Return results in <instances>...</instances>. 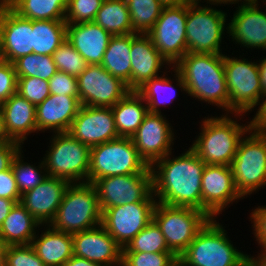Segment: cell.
<instances>
[{
  "label": "cell",
  "mask_w": 266,
  "mask_h": 266,
  "mask_svg": "<svg viewBox=\"0 0 266 266\" xmlns=\"http://www.w3.org/2000/svg\"><path fill=\"white\" fill-rule=\"evenodd\" d=\"M2 261L6 266H45L31 244L2 247Z\"/></svg>",
  "instance_id": "40"
},
{
  "label": "cell",
  "mask_w": 266,
  "mask_h": 266,
  "mask_svg": "<svg viewBox=\"0 0 266 266\" xmlns=\"http://www.w3.org/2000/svg\"><path fill=\"white\" fill-rule=\"evenodd\" d=\"M134 33L147 34L161 15L164 6L159 0H125Z\"/></svg>",
  "instance_id": "35"
},
{
  "label": "cell",
  "mask_w": 266,
  "mask_h": 266,
  "mask_svg": "<svg viewBox=\"0 0 266 266\" xmlns=\"http://www.w3.org/2000/svg\"><path fill=\"white\" fill-rule=\"evenodd\" d=\"M169 124L162 113H148L131 137L136 150L149 167L174 150L175 138Z\"/></svg>",
  "instance_id": "17"
},
{
  "label": "cell",
  "mask_w": 266,
  "mask_h": 266,
  "mask_svg": "<svg viewBox=\"0 0 266 266\" xmlns=\"http://www.w3.org/2000/svg\"><path fill=\"white\" fill-rule=\"evenodd\" d=\"M21 146L15 141L0 143V172L11 168L13 159L23 148Z\"/></svg>",
  "instance_id": "48"
},
{
  "label": "cell",
  "mask_w": 266,
  "mask_h": 266,
  "mask_svg": "<svg viewBox=\"0 0 266 266\" xmlns=\"http://www.w3.org/2000/svg\"><path fill=\"white\" fill-rule=\"evenodd\" d=\"M32 20L20 17L0 0V56L13 63L32 54Z\"/></svg>",
  "instance_id": "19"
},
{
  "label": "cell",
  "mask_w": 266,
  "mask_h": 266,
  "mask_svg": "<svg viewBox=\"0 0 266 266\" xmlns=\"http://www.w3.org/2000/svg\"><path fill=\"white\" fill-rule=\"evenodd\" d=\"M247 133L230 165L236 190L243 198L266 185V134L251 128Z\"/></svg>",
  "instance_id": "9"
},
{
  "label": "cell",
  "mask_w": 266,
  "mask_h": 266,
  "mask_svg": "<svg viewBox=\"0 0 266 266\" xmlns=\"http://www.w3.org/2000/svg\"><path fill=\"white\" fill-rule=\"evenodd\" d=\"M0 266H6V264L1 260L0 261Z\"/></svg>",
  "instance_id": "59"
},
{
  "label": "cell",
  "mask_w": 266,
  "mask_h": 266,
  "mask_svg": "<svg viewBox=\"0 0 266 266\" xmlns=\"http://www.w3.org/2000/svg\"><path fill=\"white\" fill-rule=\"evenodd\" d=\"M53 135L49 151L43 157L47 175L69 183L88 182L91 148L68 132Z\"/></svg>",
  "instance_id": "8"
},
{
  "label": "cell",
  "mask_w": 266,
  "mask_h": 266,
  "mask_svg": "<svg viewBox=\"0 0 266 266\" xmlns=\"http://www.w3.org/2000/svg\"><path fill=\"white\" fill-rule=\"evenodd\" d=\"M241 2L240 3V6L241 5H245V4H248V3H251V2H253V1H256V0H209L208 2H207V4L209 3L210 5H218V4H237L238 2ZM243 2V3H242Z\"/></svg>",
  "instance_id": "53"
},
{
  "label": "cell",
  "mask_w": 266,
  "mask_h": 266,
  "mask_svg": "<svg viewBox=\"0 0 266 266\" xmlns=\"http://www.w3.org/2000/svg\"><path fill=\"white\" fill-rule=\"evenodd\" d=\"M0 253H2V245H1V243H0Z\"/></svg>",
  "instance_id": "60"
},
{
  "label": "cell",
  "mask_w": 266,
  "mask_h": 266,
  "mask_svg": "<svg viewBox=\"0 0 266 266\" xmlns=\"http://www.w3.org/2000/svg\"><path fill=\"white\" fill-rule=\"evenodd\" d=\"M112 35L94 22L66 23V40L89 65L102 63Z\"/></svg>",
  "instance_id": "25"
},
{
  "label": "cell",
  "mask_w": 266,
  "mask_h": 266,
  "mask_svg": "<svg viewBox=\"0 0 266 266\" xmlns=\"http://www.w3.org/2000/svg\"><path fill=\"white\" fill-rule=\"evenodd\" d=\"M191 2H198V3H200L202 0H190ZM207 2L209 1V0H206ZM204 2H205V0H204Z\"/></svg>",
  "instance_id": "58"
},
{
  "label": "cell",
  "mask_w": 266,
  "mask_h": 266,
  "mask_svg": "<svg viewBox=\"0 0 266 266\" xmlns=\"http://www.w3.org/2000/svg\"><path fill=\"white\" fill-rule=\"evenodd\" d=\"M0 198L11 199L16 203L20 202L21 195L12 168L0 172Z\"/></svg>",
  "instance_id": "47"
},
{
  "label": "cell",
  "mask_w": 266,
  "mask_h": 266,
  "mask_svg": "<svg viewBox=\"0 0 266 266\" xmlns=\"http://www.w3.org/2000/svg\"><path fill=\"white\" fill-rule=\"evenodd\" d=\"M17 77H36L49 81L57 72L53 57L28 54L13 62Z\"/></svg>",
  "instance_id": "36"
},
{
  "label": "cell",
  "mask_w": 266,
  "mask_h": 266,
  "mask_svg": "<svg viewBox=\"0 0 266 266\" xmlns=\"http://www.w3.org/2000/svg\"><path fill=\"white\" fill-rule=\"evenodd\" d=\"M188 4L164 7L153 28L147 33L154 47L172 65L187 53L186 19Z\"/></svg>",
  "instance_id": "12"
},
{
  "label": "cell",
  "mask_w": 266,
  "mask_h": 266,
  "mask_svg": "<svg viewBox=\"0 0 266 266\" xmlns=\"http://www.w3.org/2000/svg\"><path fill=\"white\" fill-rule=\"evenodd\" d=\"M21 151L15 156L11 165L20 195L32 190L47 177L43 159L38 166L31 165L23 161Z\"/></svg>",
  "instance_id": "38"
},
{
  "label": "cell",
  "mask_w": 266,
  "mask_h": 266,
  "mask_svg": "<svg viewBox=\"0 0 266 266\" xmlns=\"http://www.w3.org/2000/svg\"><path fill=\"white\" fill-rule=\"evenodd\" d=\"M224 71L229 93V112L234 117L252 111L262 100L258 63L224 54Z\"/></svg>",
  "instance_id": "10"
},
{
  "label": "cell",
  "mask_w": 266,
  "mask_h": 266,
  "mask_svg": "<svg viewBox=\"0 0 266 266\" xmlns=\"http://www.w3.org/2000/svg\"><path fill=\"white\" fill-rule=\"evenodd\" d=\"M171 155L167 154L150 167L153 195L157 202L166 205L202 211V172L206 164L190 147L176 158Z\"/></svg>",
  "instance_id": "1"
},
{
  "label": "cell",
  "mask_w": 266,
  "mask_h": 266,
  "mask_svg": "<svg viewBox=\"0 0 266 266\" xmlns=\"http://www.w3.org/2000/svg\"><path fill=\"white\" fill-rule=\"evenodd\" d=\"M176 258L173 253L122 252V266H168Z\"/></svg>",
  "instance_id": "43"
},
{
  "label": "cell",
  "mask_w": 266,
  "mask_h": 266,
  "mask_svg": "<svg viewBox=\"0 0 266 266\" xmlns=\"http://www.w3.org/2000/svg\"><path fill=\"white\" fill-rule=\"evenodd\" d=\"M81 105L112 107L131 90L121 79L99 65H88L77 77Z\"/></svg>",
  "instance_id": "15"
},
{
  "label": "cell",
  "mask_w": 266,
  "mask_h": 266,
  "mask_svg": "<svg viewBox=\"0 0 266 266\" xmlns=\"http://www.w3.org/2000/svg\"><path fill=\"white\" fill-rule=\"evenodd\" d=\"M53 61L57 71L78 77L89 65L78 51L65 40L53 53Z\"/></svg>",
  "instance_id": "39"
},
{
  "label": "cell",
  "mask_w": 266,
  "mask_h": 266,
  "mask_svg": "<svg viewBox=\"0 0 266 266\" xmlns=\"http://www.w3.org/2000/svg\"><path fill=\"white\" fill-rule=\"evenodd\" d=\"M157 201H141L102 210L101 225L123 249L151 221Z\"/></svg>",
  "instance_id": "14"
},
{
  "label": "cell",
  "mask_w": 266,
  "mask_h": 266,
  "mask_svg": "<svg viewBox=\"0 0 266 266\" xmlns=\"http://www.w3.org/2000/svg\"><path fill=\"white\" fill-rule=\"evenodd\" d=\"M211 218L203 211L157 202L153 221L160 228L169 250L179 257Z\"/></svg>",
  "instance_id": "7"
},
{
  "label": "cell",
  "mask_w": 266,
  "mask_h": 266,
  "mask_svg": "<svg viewBox=\"0 0 266 266\" xmlns=\"http://www.w3.org/2000/svg\"><path fill=\"white\" fill-rule=\"evenodd\" d=\"M165 72L161 76L152 78L146 81L136 92L145 100L149 113H162L160 106L169 105L173 103L176 98V85H173V80L165 77ZM172 80V81H171ZM166 92V93H165Z\"/></svg>",
  "instance_id": "34"
},
{
  "label": "cell",
  "mask_w": 266,
  "mask_h": 266,
  "mask_svg": "<svg viewBox=\"0 0 266 266\" xmlns=\"http://www.w3.org/2000/svg\"><path fill=\"white\" fill-rule=\"evenodd\" d=\"M251 256L249 259V266H266V255Z\"/></svg>",
  "instance_id": "55"
},
{
  "label": "cell",
  "mask_w": 266,
  "mask_h": 266,
  "mask_svg": "<svg viewBox=\"0 0 266 266\" xmlns=\"http://www.w3.org/2000/svg\"><path fill=\"white\" fill-rule=\"evenodd\" d=\"M225 226L210 219L179 256L184 266H249L250 255L229 240Z\"/></svg>",
  "instance_id": "4"
},
{
  "label": "cell",
  "mask_w": 266,
  "mask_h": 266,
  "mask_svg": "<svg viewBox=\"0 0 266 266\" xmlns=\"http://www.w3.org/2000/svg\"><path fill=\"white\" fill-rule=\"evenodd\" d=\"M5 130L8 137L15 142L24 144L28 135L37 132L36 106L27 101L19 93L12 94L0 105Z\"/></svg>",
  "instance_id": "26"
},
{
  "label": "cell",
  "mask_w": 266,
  "mask_h": 266,
  "mask_svg": "<svg viewBox=\"0 0 266 266\" xmlns=\"http://www.w3.org/2000/svg\"><path fill=\"white\" fill-rule=\"evenodd\" d=\"M50 94L79 98L77 77L57 71L48 81Z\"/></svg>",
  "instance_id": "44"
},
{
  "label": "cell",
  "mask_w": 266,
  "mask_h": 266,
  "mask_svg": "<svg viewBox=\"0 0 266 266\" xmlns=\"http://www.w3.org/2000/svg\"><path fill=\"white\" fill-rule=\"evenodd\" d=\"M250 214L251 224L253 223V234L258 244L262 247L260 255H266V205L258 206Z\"/></svg>",
  "instance_id": "46"
},
{
  "label": "cell",
  "mask_w": 266,
  "mask_h": 266,
  "mask_svg": "<svg viewBox=\"0 0 266 266\" xmlns=\"http://www.w3.org/2000/svg\"><path fill=\"white\" fill-rule=\"evenodd\" d=\"M73 255L103 266H122V248L100 224L72 234Z\"/></svg>",
  "instance_id": "20"
},
{
  "label": "cell",
  "mask_w": 266,
  "mask_h": 266,
  "mask_svg": "<svg viewBox=\"0 0 266 266\" xmlns=\"http://www.w3.org/2000/svg\"><path fill=\"white\" fill-rule=\"evenodd\" d=\"M12 142L5 130L3 115L0 111V143Z\"/></svg>",
  "instance_id": "54"
},
{
  "label": "cell",
  "mask_w": 266,
  "mask_h": 266,
  "mask_svg": "<svg viewBox=\"0 0 266 266\" xmlns=\"http://www.w3.org/2000/svg\"><path fill=\"white\" fill-rule=\"evenodd\" d=\"M175 68V69H174ZM174 78L181 91L188 96L214 104L229 114V93L227 90L224 55L187 52L172 65Z\"/></svg>",
  "instance_id": "2"
},
{
  "label": "cell",
  "mask_w": 266,
  "mask_h": 266,
  "mask_svg": "<svg viewBox=\"0 0 266 266\" xmlns=\"http://www.w3.org/2000/svg\"><path fill=\"white\" fill-rule=\"evenodd\" d=\"M102 210L92 183H70L50 226L74 234L101 224Z\"/></svg>",
  "instance_id": "5"
},
{
  "label": "cell",
  "mask_w": 266,
  "mask_h": 266,
  "mask_svg": "<svg viewBox=\"0 0 266 266\" xmlns=\"http://www.w3.org/2000/svg\"><path fill=\"white\" fill-rule=\"evenodd\" d=\"M81 106L79 98L50 94L36 106L37 131L68 132Z\"/></svg>",
  "instance_id": "24"
},
{
  "label": "cell",
  "mask_w": 266,
  "mask_h": 266,
  "mask_svg": "<svg viewBox=\"0 0 266 266\" xmlns=\"http://www.w3.org/2000/svg\"><path fill=\"white\" fill-rule=\"evenodd\" d=\"M145 100L136 92L130 91L111 107L119 137H132L149 113Z\"/></svg>",
  "instance_id": "29"
},
{
  "label": "cell",
  "mask_w": 266,
  "mask_h": 266,
  "mask_svg": "<svg viewBox=\"0 0 266 266\" xmlns=\"http://www.w3.org/2000/svg\"><path fill=\"white\" fill-rule=\"evenodd\" d=\"M202 211L211 219L243 197L236 190L231 166L206 164L202 172Z\"/></svg>",
  "instance_id": "16"
},
{
  "label": "cell",
  "mask_w": 266,
  "mask_h": 266,
  "mask_svg": "<svg viewBox=\"0 0 266 266\" xmlns=\"http://www.w3.org/2000/svg\"><path fill=\"white\" fill-rule=\"evenodd\" d=\"M104 0H68L66 23L93 22Z\"/></svg>",
  "instance_id": "42"
},
{
  "label": "cell",
  "mask_w": 266,
  "mask_h": 266,
  "mask_svg": "<svg viewBox=\"0 0 266 266\" xmlns=\"http://www.w3.org/2000/svg\"><path fill=\"white\" fill-rule=\"evenodd\" d=\"M250 122L240 125L228 114L205 117L201 132L190 147L205 164L230 166L240 140L247 135Z\"/></svg>",
  "instance_id": "3"
},
{
  "label": "cell",
  "mask_w": 266,
  "mask_h": 266,
  "mask_svg": "<svg viewBox=\"0 0 266 266\" xmlns=\"http://www.w3.org/2000/svg\"><path fill=\"white\" fill-rule=\"evenodd\" d=\"M164 7L181 6L184 4H191L190 0H159Z\"/></svg>",
  "instance_id": "56"
},
{
  "label": "cell",
  "mask_w": 266,
  "mask_h": 266,
  "mask_svg": "<svg viewBox=\"0 0 266 266\" xmlns=\"http://www.w3.org/2000/svg\"><path fill=\"white\" fill-rule=\"evenodd\" d=\"M258 63V69H259V78L261 82V90L262 94H266V58H263Z\"/></svg>",
  "instance_id": "52"
},
{
  "label": "cell",
  "mask_w": 266,
  "mask_h": 266,
  "mask_svg": "<svg viewBox=\"0 0 266 266\" xmlns=\"http://www.w3.org/2000/svg\"><path fill=\"white\" fill-rule=\"evenodd\" d=\"M40 226L20 202L16 203L0 226V243L2 247L31 244Z\"/></svg>",
  "instance_id": "28"
},
{
  "label": "cell",
  "mask_w": 266,
  "mask_h": 266,
  "mask_svg": "<svg viewBox=\"0 0 266 266\" xmlns=\"http://www.w3.org/2000/svg\"><path fill=\"white\" fill-rule=\"evenodd\" d=\"M93 22L112 36L134 33L125 0H104Z\"/></svg>",
  "instance_id": "33"
},
{
  "label": "cell",
  "mask_w": 266,
  "mask_h": 266,
  "mask_svg": "<svg viewBox=\"0 0 266 266\" xmlns=\"http://www.w3.org/2000/svg\"><path fill=\"white\" fill-rule=\"evenodd\" d=\"M129 174H152L131 137H119L91 148L89 183L103 177Z\"/></svg>",
  "instance_id": "6"
},
{
  "label": "cell",
  "mask_w": 266,
  "mask_h": 266,
  "mask_svg": "<svg viewBox=\"0 0 266 266\" xmlns=\"http://www.w3.org/2000/svg\"><path fill=\"white\" fill-rule=\"evenodd\" d=\"M168 266H184L182 260L177 257L171 264Z\"/></svg>",
  "instance_id": "57"
},
{
  "label": "cell",
  "mask_w": 266,
  "mask_h": 266,
  "mask_svg": "<svg viewBox=\"0 0 266 266\" xmlns=\"http://www.w3.org/2000/svg\"><path fill=\"white\" fill-rule=\"evenodd\" d=\"M17 92V76L13 63L0 60V105Z\"/></svg>",
  "instance_id": "45"
},
{
  "label": "cell",
  "mask_w": 266,
  "mask_h": 266,
  "mask_svg": "<svg viewBox=\"0 0 266 266\" xmlns=\"http://www.w3.org/2000/svg\"><path fill=\"white\" fill-rule=\"evenodd\" d=\"M122 252L172 253L164 235L154 221H151L122 249Z\"/></svg>",
  "instance_id": "37"
},
{
  "label": "cell",
  "mask_w": 266,
  "mask_h": 266,
  "mask_svg": "<svg viewBox=\"0 0 266 266\" xmlns=\"http://www.w3.org/2000/svg\"><path fill=\"white\" fill-rule=\"evenodd\" d=\"M258 0L238 7L228 23L227 33L242 47L266 50V13L258 8Z\"/></svg>",
  "instance_id": "21"
},
{
  "label": "cell",
  "mask_w": 266,
  "mask_h": 266,
  "mask_svg": "<svg viewBox=\"0 0 266 266\" xmlns=\"http://www.w3.org/2000/svg\"><path fill=\"white\" fill-rule=\"evenodd\" d=\"M92 184L101 210L141 201H157L153 195L152 174L103 177Z\"/></svg>",
  "instance_id": "13"
},
{
  "label": "cell",
  "mask_w": 266,
  "mask_h": 266,
  "mask_svg": "<svg viewBox=\"0 0 266 266\" xmlns=\"http://www.w3.org/2000/svg\"><path fill=\"white\" fill-rule=\"evenodd\" d=\"M69 184L63 178L47 175L39 185L21 195L20 203L40 225H49Z\"/></svg>",
  "instance_id": "22"
},
{
  "label": "cell",
  "mask_w": 266,
  "mask_h": 266,
  "mask_svg": "<svg viewBox=\"0 0 266 266\" xmlns=\"http://www.w3.org/2000/svg\"><path fill=\"white\" fill-rule=\"evenodd\" d=\"M131 34L112 36L100 64L131 90Z\"/></svg>",
  "instance_id": "30"
},
{
  "label": "cell",
  "mask_w": 266,
  "mask_h": 266,
  "mask_svg": "<svg viewBox=\"0 0 266 266\" xmlns=\"http://www.w3.org/2000/svg\"><path fill=\"white\" fill-rule=\"evenodd\" d=\"M63 266H103V265L73 255L67 262L63 264Z\"/></svg>",
  "instance_id": "51"
},
{
  "label": "cell",
  "mask_w": 266,
  "mask_h": 266,
  "mask_svg": "<svg viewBox=\"0 0 266 266\" xmlns=\"http://www.w3.org/2000/svg\"><path fill=\"white\" fill-rule=\"evenodd\" d=\"M262 99L258 111L250 121V127L257 133L266 134V94L262 96Z\"/></svg>",
  "instance_id": "49"
},
{
  "label": "cell",
  "mask_w": 266,
  "mask_h": 266,
  "mask_svg": "<svg viewBox=\"0 0 266 266\" xmlns=\"http://www.w3.org/2000/svg\"><path fill=\"white\" fill-rule=\"evenodd\" d=\"M131 91L159 76L160 69L171 65L154 47L148 34H131ZM167 65V66H164Z\"/></svg>",
  "instance_id": "23"
},
{
  "label": "cell",
  "mask_w": 266,
  "mask_h": 266,
  "mask_svg": "<svg viewBox=\"0 0 266 266\" xmlns=\"http://www.w3.org/2000/svg\"><path fill=\"white\" fill-rule=\"evenodd\" d=\"M68 133L90 148L119 138L111 107L82 105Z\"/></svg>",
  "instance_id": "18"
},
{
  "label": "cell",
  "mask_w": 266,
  "mask_h": 266,
  "mask_svg": "<svg viewBox=\"0 0 266 266\" xmlns=\"http://www.w3.org/2000/svg\"><path fill=\"white\" fill-rule=\"evenodd\" d=\"M227 13L222 10L201 6L198 2L188 4L186 19L187 52L203 54H223L222 36L228 28ZM226 27V28H225ZM226 29V30H224Z\"/></svg>",
  "instance_id": "11"
},
{
  "label": "cell",
  "mask_w": 266,
  "mask_h": 266,
  "mask_svg": "<svg viewBox=\"0 0 266 266\" xmlns=\"http://www.w3.org/2000/svg\"><path fill=\"white\" fill-rule=\"evenodd\" d=\"M45 226V231L40 237L37 233L31 245L45 266H63L73 256L72 234Z\"/></svg>",
  "instance_id": "27"
},
{
  "label": "cell",
  "mask_w": 266,
  "mask_h": 266,
  "mask_svg": "<svg viewBox=\"0 0 266 266\" xmlns=\"http://www.w3.org/2000/svg\"><path fill=\"white\" fill-rule=\"evenodd\" d=\"M16 202L7 198H0V226L15 206Z\"/></svg>",
  "instance_id": "50"
},
{
  "label": "cell",
  "mask_w": 266,
  "mask_h": 266,
  "mask_svg": "<svg viewBox=\"0 0 266 266\" xmlns=\"http://www.w3.org/2000/svg\"><path fill=\"white\" fill-rule=\"evenodd\" d=\"M20 17L30 20H65L68 0H3Z\"/></svg>",
  "instance_id": "32"
},
{
  "label": "cell",
  "mask_w": 266,
  "mask_h": 266,
  "mask_svg": "<svg viewBox=\"0 0 266 266\" xmlns=\"http://www.w3.org/2000/svg\"><path fill=\"white\" fill-rule=\"evenodd\" d=\"M17 93L37 106L50 95L49 83L36 77H17Z\"/></svg>",
  "instance_id": "41"
},
{
  "label": "cell",
  "mask_w": 266,
  "mask_h": 266,
  "mask_svg": "<svg viewBox=\"0 0 266 266\" xmlns=\"http://www.w3.org/2000/svg\"><path fill=\"white\" fill-rule=\"evenodd\" d=\"M32 53L52 56L66 40L65 20H32Z\"/></svg>",
  "instance_id": "31"
}]
</instances>
